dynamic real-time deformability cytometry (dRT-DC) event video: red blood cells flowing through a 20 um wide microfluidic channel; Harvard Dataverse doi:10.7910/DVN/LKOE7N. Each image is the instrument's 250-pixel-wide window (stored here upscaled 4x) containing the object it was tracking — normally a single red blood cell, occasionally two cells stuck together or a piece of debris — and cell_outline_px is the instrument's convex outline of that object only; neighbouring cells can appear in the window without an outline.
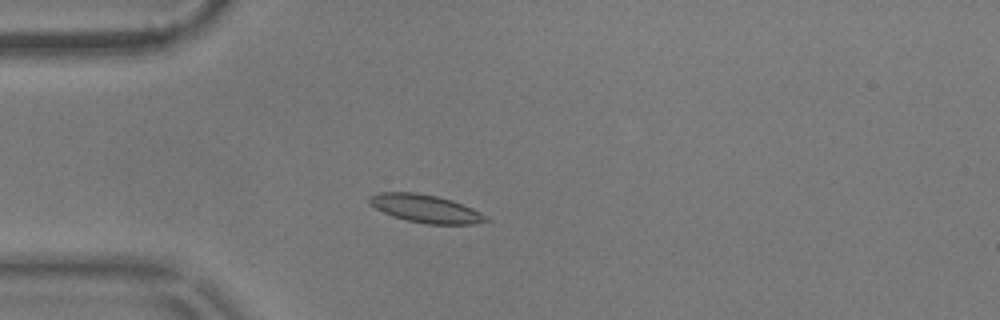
{"species": "common noctule bat (a hibernating species)", "species_latin": "Nyctalus noctula", "temperature_condition": "warm", "stored_images_in_passage": 42, "camera_frame_rate_fps": 3000, "um_per_image_px": 0.085, "animal": {"sex": "male", "body_mass_g": 17.9}, "frame": {"image": 1, "passage_image": 1, "time_ms": 0.0, "image_size_px": [1000, 320], "cell_outline_px": [[492, 220], [472, 224], [428, 224], [408, 220], [392, 216], [368, 204], [368, 196], [380, 192], [416, 192], [436, 196], [452, 200], [472, 208], [488, 216]], "centroid_in_image_um": [36.17, 17.73], "position_along_channel_um": 48.8, "area_um2": 19.02}}
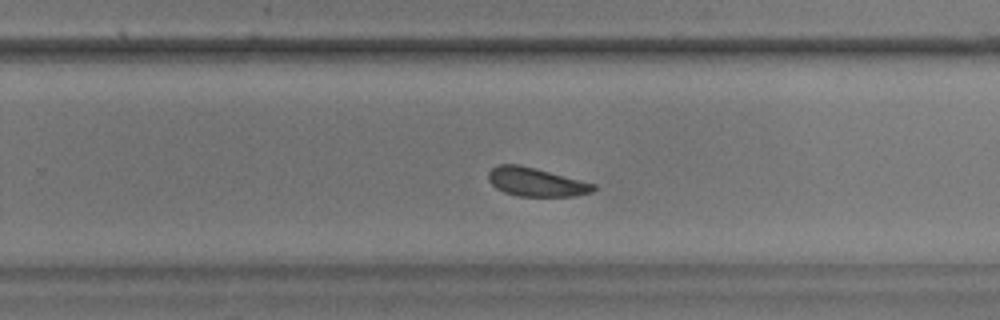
{"frame": {"image": 2, "passage_image": 22, "time_ms": 7.0, "image_size_px": [1000, 320], "cell_outline_px": [[596, 188], [592, 192], [576, 196], [516, 196], [504, 192], [496, 188], [488, 180], [488, 172], [492, 168], [500, 164], [520, 164], [536, 168], [596, 184]], "centroid_in_image_um": [45.56, 15.47], "position_along_channel_um": 284.2, "area_um2": 17.63}}
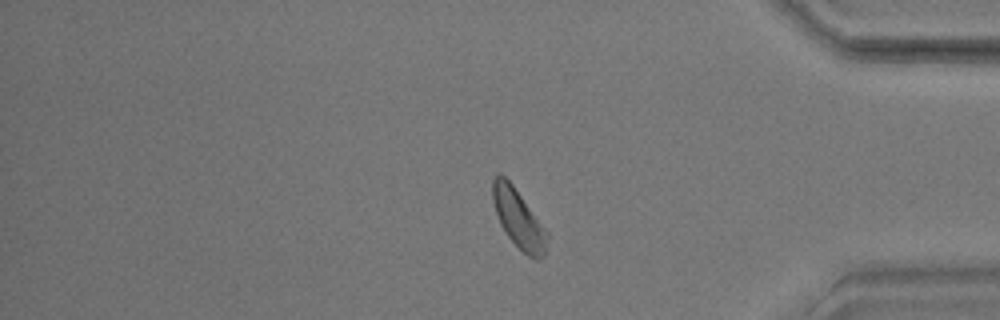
{"frame": {"image": 3, "passage_image": 33, "time_ms": 10.667, "image_size_px": [1000, 320], "cell_outline_px": [[548, 236], [544, 256], [536, 260], [528, 256], [508, 236], [500, 224], [492, 200], [492, 180], [496, 172], [500, 172], [512, 184], [548, 232]], "centroid_in_image_um": [44.05, 18.56], "position_along_channel_um": 391.1, "area_um2": 18.44}, "authors_computed_cell_mechanics": {"area_um2": 18.4382, "velocity_mm_per_s": 3.5484, "shape_relaxation_time_tau1_ms": 2.3842, "shape_relaxation_time_tau2_ms": 4.7337, "deformation_change_tau1": 0.0859, "deformation_change_tau2": 0.1079}}